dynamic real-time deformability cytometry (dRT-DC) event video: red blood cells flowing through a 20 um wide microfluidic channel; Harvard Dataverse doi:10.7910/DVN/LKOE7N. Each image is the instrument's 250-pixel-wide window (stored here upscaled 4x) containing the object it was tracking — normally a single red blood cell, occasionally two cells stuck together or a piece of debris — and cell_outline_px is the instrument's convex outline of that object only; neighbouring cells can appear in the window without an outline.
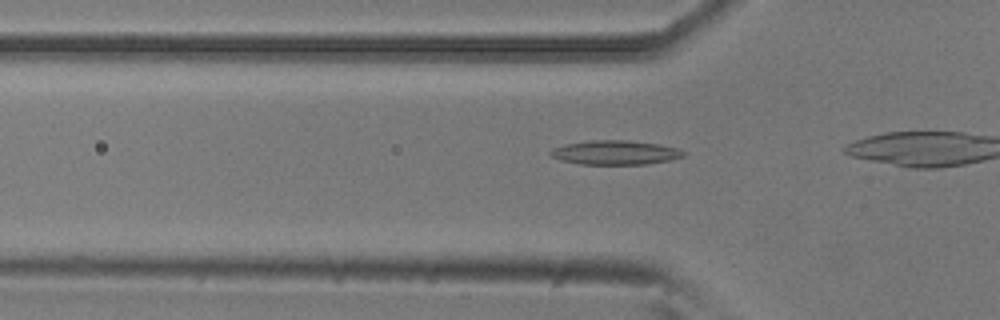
{"species": "common noctule bat (a hibernating species)", "species_latin": "Nyctalus noctula", "temperature_condition": "room temperature", "stored_images_in_passage": 10, "camera_frame_rate_fps": 3000, "um_per_image_px": 0.085, "animal": {"sex": "male", "body_mass_g": 20.5, "forearm_length_mm": 52.5}, "frame": {"image": 1, "passage_image": 7, "time_ms": 2.0, "image_size_px": [1000, 320], "cell_outline_px": [[688, 152], [684, 156], [668, 160], [644, 164], [580, 164], [560, 160], [552, 156], [548, 152], [552, 148], [564, 144], [592, 140], [628, 140], [660, 144], [676, 148]], "centroid_in_image_um": [52.28, 12.96], "position_along_channel_um": 73.5, "area_um2": 18.79}}